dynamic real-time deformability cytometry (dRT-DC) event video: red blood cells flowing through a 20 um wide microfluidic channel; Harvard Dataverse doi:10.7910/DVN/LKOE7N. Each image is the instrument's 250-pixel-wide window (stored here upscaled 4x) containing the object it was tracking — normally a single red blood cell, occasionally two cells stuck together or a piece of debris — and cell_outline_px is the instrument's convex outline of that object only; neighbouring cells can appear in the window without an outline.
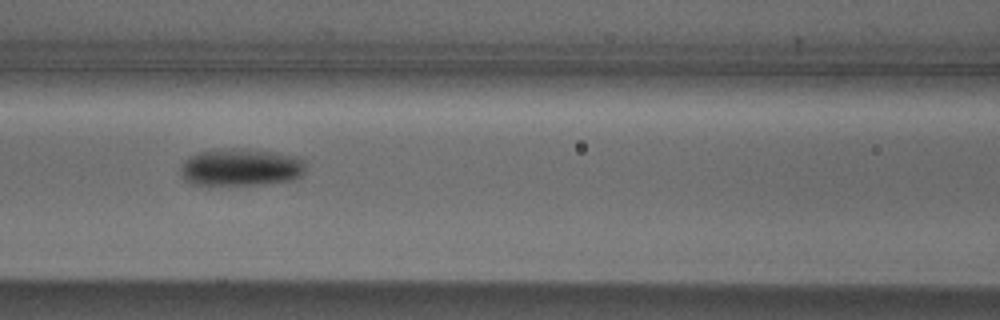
{"species": "Egyptian fruit bat (a non-hibernating species)", "species_latin": "Rousettus aegyptiacus", "temperature_condition": "cold", "stored_images_in_passage": 8, "camera_frame_rate_fps": 3000, "um_per_image_px": 0.085, "animal": {"sex": "male"}, "frame": {"image": 1, "passage_image": 5, "time_ms": 5.333, "image_size_px": [1000, 320], "cell_outline_px": [[304, 172], [296, 180], [260, 184], [188, 184], [184, 180], [180, 168], [184, 160], [188, 156], [200, 152], [224, 148], [244, 148], [272, 152], [296, 156], [304, 160]], "centroid_in_image_um": [20.46, 14.21], "position_along_channel_um": 146.1, "area_um2": 27.28}}
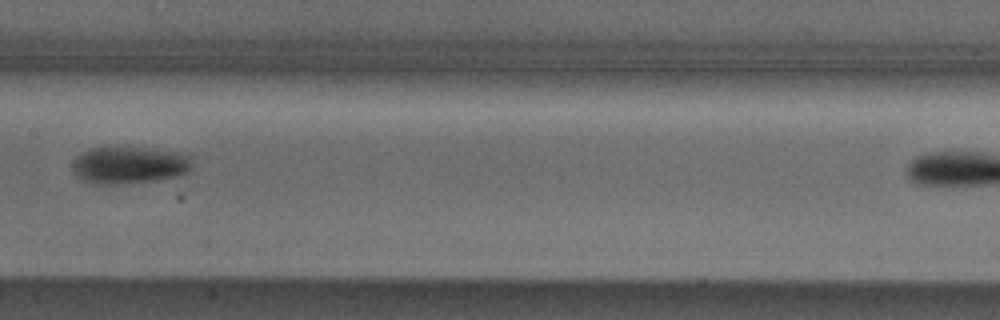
{"frame": {"image": 2, "passage_image": 6, "time_ms": 6.667, "image_size_px": [1000, 320], "cell_outline_px": [[192, 164], [188, 172], [180, 176], [156, 180], [112, 184], [96, 184], [84, 180], [76, 176], [72, 168], [72, 164], [76, 156], [92, 148], [112, 144], [184, 152], [192, 160]], "centroid_in_image_um": [10.99, 13.98], "position_along_channel_um": 196.4, "area_um2": 26.65}}